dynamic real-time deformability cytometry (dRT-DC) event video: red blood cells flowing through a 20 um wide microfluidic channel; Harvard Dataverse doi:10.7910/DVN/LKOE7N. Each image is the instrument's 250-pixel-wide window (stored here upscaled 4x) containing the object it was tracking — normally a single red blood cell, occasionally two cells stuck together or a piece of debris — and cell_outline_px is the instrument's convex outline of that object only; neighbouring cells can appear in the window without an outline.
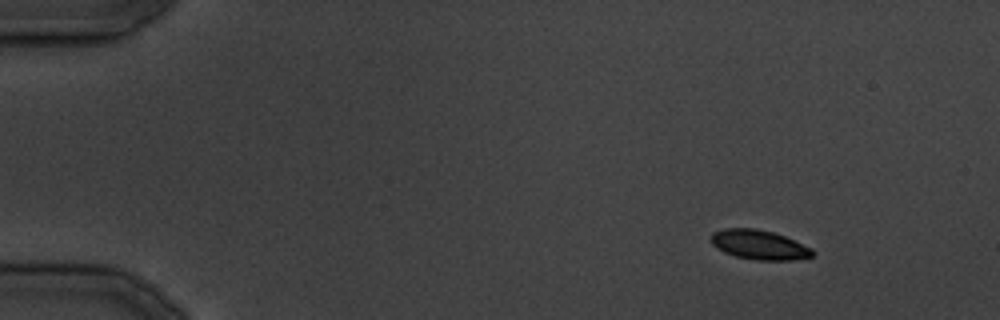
{"species": "common noctule bat (a hibernating species)", "species_latin": "Nyctalus noctula", "temperature_condition": "cold", "stored_images_in_passage": 16, "camera_frame_rate_fps": 3000, "um_per_image_px": 0.085, "animal": {"sex": "male", "body_mass_g": 19.5, "forearm_length_mm": 54.6}, "frame": {"image": 1, "passage_image": 1, "time_ms": 0.0, "image_size_px": [1000, 320], "cell_outline_px": [[812, 256], [792, 260], [756, 260], [736, 256], [724, 252], [716, 248], [712, 244], [712, 232], [724, 228], [756, 228], [772, 232], [784, 236], [812, 248]], "centroid_in_image_um": [64.5, 20.8], "position_along_channel_um": 20.5, "area_um2": 17.28}}
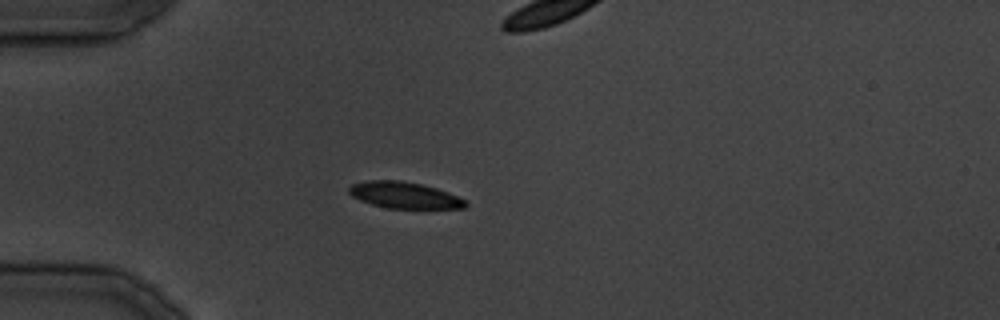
{"frame": {"image": 2, "passage_image": 7, "time_ms": 7.333, "image_size_px": [1000, 320], "cell_outline_px": [[468, 204], [464, 208], [384, 208], [360, 200], [352, 196], [348, 192], [348, 188], [352, 184], [368, 180], [400, 180], [420, 184], [436, 188], [448, 192], [464, 200]], "centroid_in_image_um": [34.33, 16.58], "position_along_channel_um": 50.7, "area_um2": 17.8}}
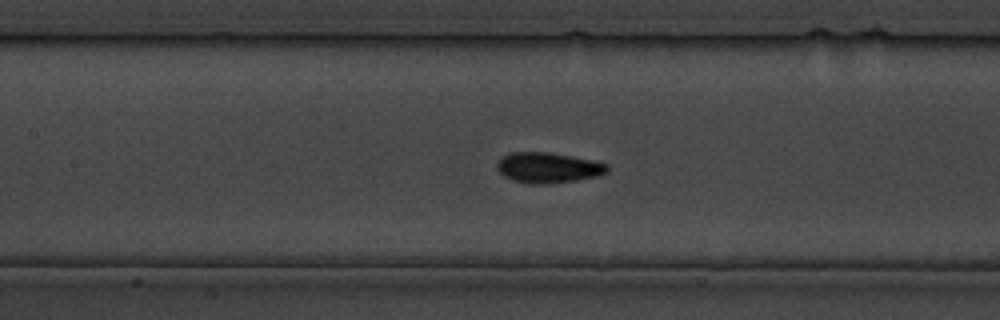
{"frame": {"image": 3, "passage_image": 14, "time_ms": 15.333, "image_size_px": [1000, 320], "cell_outline_px": [[608, 172], [596, 176], [576, 180], [548, 184], [532, 184], [512, 180], [504, 176], [496, 168], [496, 164], [500, 156], [508, 152], [552, 152], [592, 160], [608, 164]], "centroid_in_image_um": [46.54, 14.24], "position_along_channel_um": 160.9, "area_um2": 19.77}}